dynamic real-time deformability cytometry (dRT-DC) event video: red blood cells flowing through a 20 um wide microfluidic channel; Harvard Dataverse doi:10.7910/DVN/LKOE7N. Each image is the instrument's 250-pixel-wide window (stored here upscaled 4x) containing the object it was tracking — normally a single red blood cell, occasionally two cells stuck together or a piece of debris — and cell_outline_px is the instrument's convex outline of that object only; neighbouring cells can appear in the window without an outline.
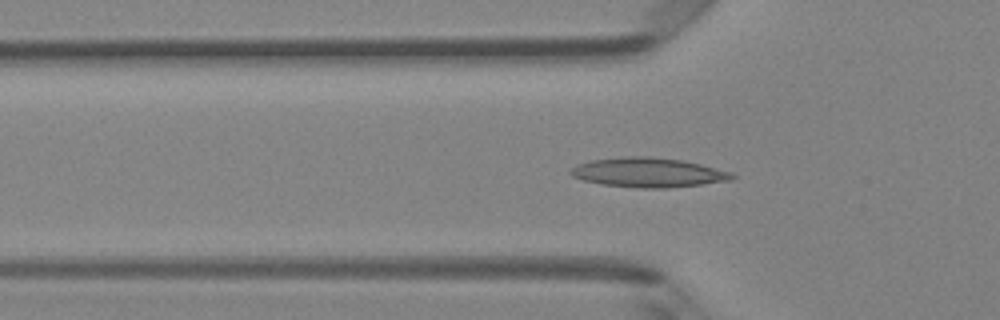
{"species": "Egyptian fruit bat (a non-hibernating species)", "species_latin": "Rousettus aegyptiacus", "temperature_condition": "room temperature", "stored_images_in_passage": 49, "camera_frame_rate_fps": 3000, "um_per_image_px": 0.085, "animal": {"sex": "female"}, "frame": {"image": 1, "passage_image": 15, "time_ms": 4.667, "image_size_px": [1000, 320], "cell_outline_px": [[736, 176], [732, 180], [668, 188], [636, 188], [600, 184], [584, 180], [572, 176], [568, 172], [576, 164], [592, 160], [624, 156], [648, 156], [680, 160], [700, 164], [732, 172]], "centroid_in_image_um": [55.08, 14.66], "position_along_channel_um": 70.7, "area_um2": 27.74}}
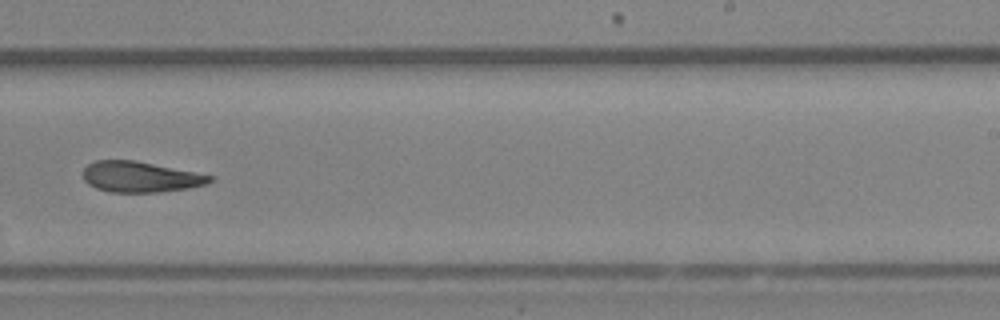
{"frame": {"image": 2, "passage_image": 30, "time_ms": 9.667, "image_size_px": [1000, 320], "cell_outline_px": [[212, 180], [204, 184], [188, 188], [156, 192], [108, 192], [96, 188], [88, 184], [84, 180], [84, 168], [88, 164], [96, 160], [136, 160], [212, 176]], "centroid_in_image_um": [11.86, 15.03], "position_along_channel_um": 277.1, "area_um2": 22.37}}
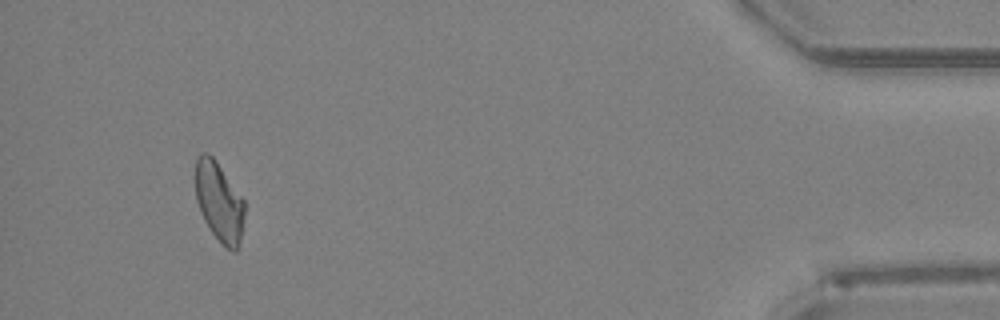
{"frame": {"image": 3, "passage_image": 45, "time_ms": 14.667, "image_size_px": [1000, 320], "cell_outline_px": [[244, 216], [240, 244], [236, 252], [232, 252], [220, 244], [204, 220], [200, 212], [196, 200], [196, 160], [200, 152], [208, 152], [216, 160], [244, 200]], "centroid_in_image_um": [18.63, 17.18], "position_along_channel_um": 416.6, "area_um2": 22.89}, "authors_computed_cell_mechanics": {"area_um2": 23.5824, "velocity_mm_per_s": 4.1375, "shape_relaxation_time_tau1_ms": null, "shape_relaxation_time_tau2_ms": 7.3494, "deformation_change_tau1": null, "deformation_change_tau2": 0.1633}}